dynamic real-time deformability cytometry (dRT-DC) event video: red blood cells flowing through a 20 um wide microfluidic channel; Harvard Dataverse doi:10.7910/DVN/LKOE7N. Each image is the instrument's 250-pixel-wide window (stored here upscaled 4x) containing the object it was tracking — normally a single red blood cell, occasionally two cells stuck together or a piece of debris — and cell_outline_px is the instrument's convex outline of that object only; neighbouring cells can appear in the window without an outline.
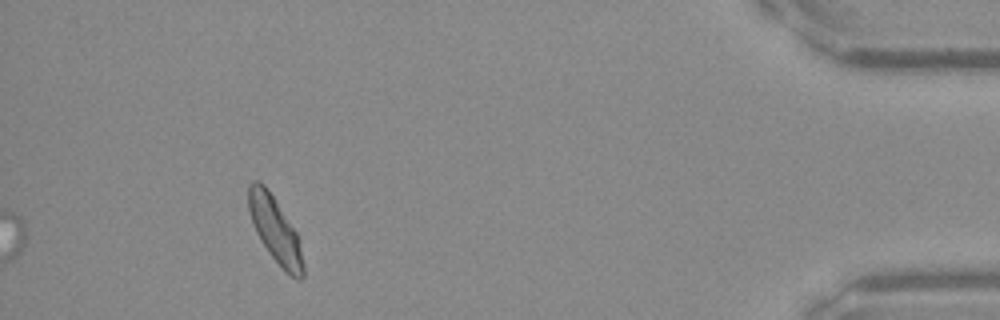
{"species": "Egyptian fruit bat (a non-hibernating species)", "species_latin": "Rousettus aegyptiacus", "temperature_condition": "warm", "stored_images_in_passage": 47, "segment_of_instrument_passage": [2, 2], "camera_frame_rate_fps": 3000, "um_per_image_px": 0.085, "frame": {"image": 1, "passage_image": 47, "time_ms": 15.333, "image_size_px": [1000, 320], "cell_outline_px": [[304, 276], [300, 280], [296, 280], [272, 256], [260, 240], [256, 232], [248, 208], [248, 184], [252, 180], [256, 180], [264, 184], [268, 188], [276, 200], [296, 232], [304, 264]], "centroid_in_image_um": [23.37, 19.49], "position_along_channel_um": 411.8, "area_um2": 20.52}}